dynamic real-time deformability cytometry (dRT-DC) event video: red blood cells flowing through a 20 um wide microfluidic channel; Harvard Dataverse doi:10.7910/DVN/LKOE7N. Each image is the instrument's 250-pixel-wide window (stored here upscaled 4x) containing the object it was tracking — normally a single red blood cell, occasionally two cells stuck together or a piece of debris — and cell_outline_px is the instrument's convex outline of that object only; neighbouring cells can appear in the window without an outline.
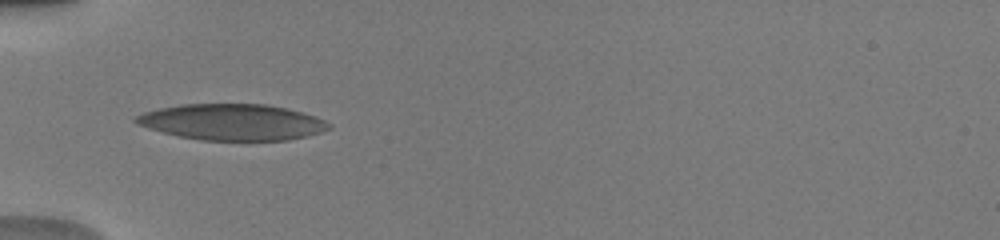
{"species": "human", "species_latin": "Homo sapiens", "temperature_condition": "warm", "stored_images_in_passage": 13, "camera_frame_rate_fps": 3000, "um_per_image_px": 0.085, "donor": {"sex": "male"}, "frame": {"image": 1, "passage_image": 1, "time_ms": 0.0, "image_size_px": [1000, 240], "cell_outline_px": [[332, 128], [324, 132], [308, 136], [288, 140], [200, 140], [180, 136], [148, 128], [136, 124], [132, 120], [136, 116], [144, 112], [160, 108], [180, 104], [268, 104], [316, 116], [332, 124]], "centroid_in_image_um": [19.77, 10.38], "position_along_channel_um": 65.2, "area_um2": 40.69}}
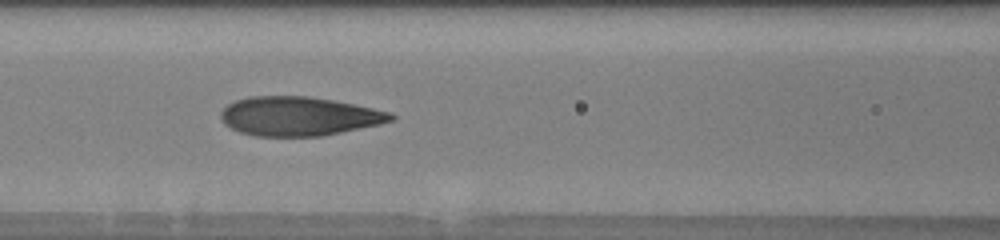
{"frame": {"image": 2, "passage_image": 6, "time_ms": 2.0, "image_size_px": [1000, 240], "cell_outline_px": [[396, 116], [392, 120], [380, 124], [320, 136], [256, 136], [240, 132], [224, 124], [220, 116], [220, 112], [228, 104], [236, 100], [248, 96], [308, 96], [332, 100], [392, 112]], "centroid_in_image_um": [25.38, 9.87], "position_along_channel_um": 141.2, "area_um2": 38.49}}
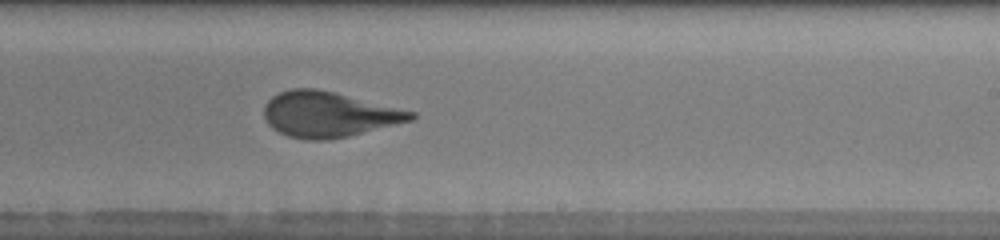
{"frame": {"image": 3, "passage_image": 13, "time_ms": 5.0, "image_size_px": [1000, 240], "cell_outline_px": [[416, 116], [412, 120], [348, 136], [324, 140], [304, 140], [288, 136], [272, 128], [268, 124], [264, 116], [264, 104], [272, 96], [280, 92], [292, 88], [316, 88], [416, 112]], "centroid_in_image_um": [27.89, 9.72], "position_along_channel_um": 261.1, "area_um2": 38.55}}